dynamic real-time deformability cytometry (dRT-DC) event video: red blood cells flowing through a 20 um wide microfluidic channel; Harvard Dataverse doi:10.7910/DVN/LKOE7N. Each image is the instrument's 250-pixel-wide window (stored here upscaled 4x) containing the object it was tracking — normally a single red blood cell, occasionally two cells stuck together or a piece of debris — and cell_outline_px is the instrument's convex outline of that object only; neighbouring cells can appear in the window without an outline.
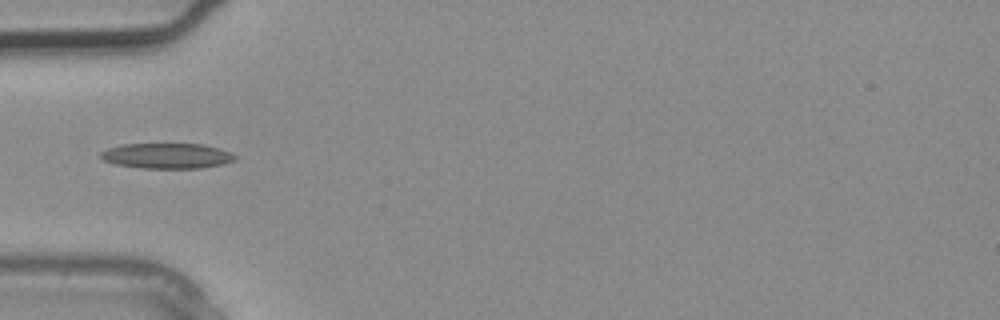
{"species": "common noctule bat (a hibernating species)", "species_latin": "Nyctalus noctula", "temperature_condition": "warm", "stored_images_in_passage": 1, "camera_frame_rate_fps": 3000, "um_per_image_px": 0.085, "animal": {"sex": "male", "body_mass_g": 20.4}, "frame": {"image": 1, "passage_image": 1, "time_ms": 0.0, "image_size_px": [1000, 320], "cell_outline_px": [[236, 160], [224, 164], [200, 168], [140, 168], [116, 164], [104, 160], [100, 156], [100, 152], [108, 148], [124, 144], [204, 144], [220, 148], [236, 156]], "centroid_in_image_um": [14.21, 13.24], "position_along_channel_um": 70.8, "area_um2": 19.83}}